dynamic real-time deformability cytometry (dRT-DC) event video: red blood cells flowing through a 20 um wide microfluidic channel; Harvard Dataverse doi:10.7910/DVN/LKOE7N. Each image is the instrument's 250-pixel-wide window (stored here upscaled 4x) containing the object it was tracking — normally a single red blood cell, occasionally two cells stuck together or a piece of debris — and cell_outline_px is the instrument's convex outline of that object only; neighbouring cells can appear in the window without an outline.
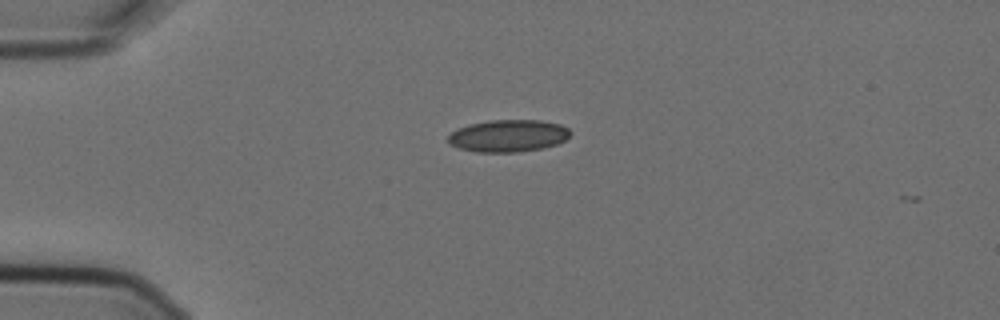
{"species": "Egyptian fruit bat (a non-hibernating species)", "species_latin": "Rousettus aegyptiacus", "temperature_condition": "cold", "stored_images_in_passage": 2, "camera_frame_rate_fps": 3000, "um_per_image_px": 0.085, "animal": {"sex": "female"}, "frame": {"image": 1, "passage_image": 1, "time_ms": 0.0, "image_size_px": [1000, 320], "cell_outline_px": [[572, 132], [564, 140], [556, 144], [544, 148], [516, 152], [476, 152], [460, 148], [448, 144], [448, 136], [452, 132], [468, 124], [488, 120], [540, 120], [560, 124], [568, 128]], "centroid_in_image_um": [43.2, 11.54], "position_along_channel_um": 41.8, "area_um2": 22.95}}